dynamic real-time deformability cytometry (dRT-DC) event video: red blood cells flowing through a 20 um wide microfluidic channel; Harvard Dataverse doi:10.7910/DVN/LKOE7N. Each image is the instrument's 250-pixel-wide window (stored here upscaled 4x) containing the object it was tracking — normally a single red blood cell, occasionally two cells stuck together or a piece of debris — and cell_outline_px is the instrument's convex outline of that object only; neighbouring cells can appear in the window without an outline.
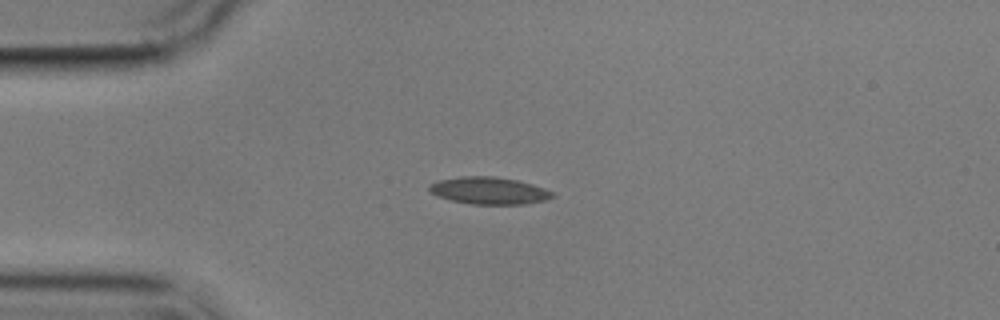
{"species": "common noctule bat (a hibernating species)", "species_latin": "Nyctalus noctula", "temperature_condition": "cold", "stored_images_in_passage": 6, "camera_frame_rate_fps": 3000, "um_per_image_px": 0.085, "animal": {"sex": "male", "body_mass_g": 17.9}, "frame": {"image": 1, "passage_image": 1, "time_ms": 0.0, "image_size_px": [1000, 320], "cell_outline_px": [[556, 196], [548, 200], [528, 204], [472, 204], [452, 200], [436, 196], [428, 188], [428, 184], [440, 180], [460, 176], [492, 176], [516, 180], [532, 184], [544, 188], [552, 192]], "centroid_in_image_um": [41.59, 16.21], "position_along_channel_um": 43.4, "area_um2": 19.54}}
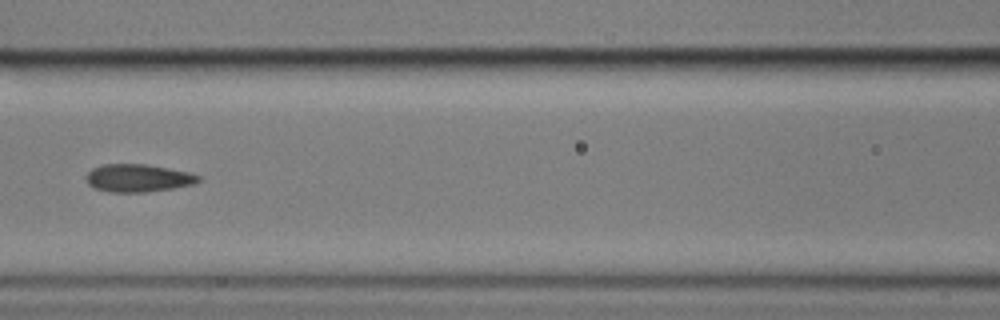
{"frame": {"image": 2, "passage_image": 4, "time_ms": 3.667, "image_size_px": [1000, 320], "cell_outline_px": [[200, 180], [196, 184], [172, 188], [144, 192], [108, 192], [92, 188], [84, 180], [84, 176], [92, 168], [104, 164], [148, 164], [188, 172], [200, 176]], "centroid_in_image_um": [11.68, 15.13], "position_along_channel_um": 154.9, "area_um2": 18.38}}
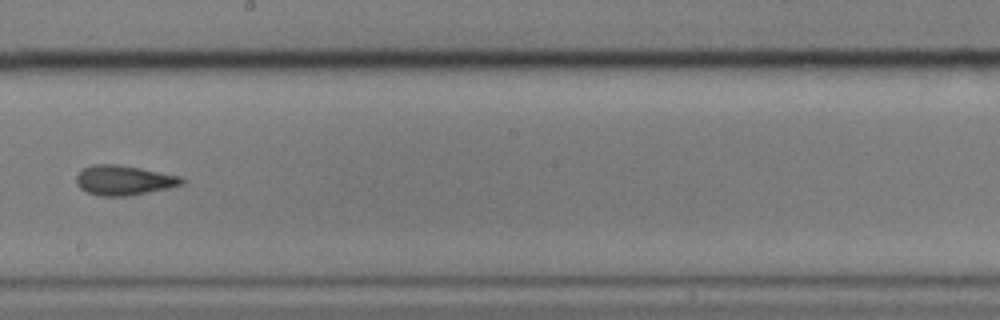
{"frame": {"image": 3, "passage_image": 6, "time_ms": 6.0, "image_size_px": [1000, 320], "cell_outline_px": [[184, 184], [168, 188], [128, 196], [100, 196], [88, 192], [80, 188], [76, 184], [76, 176], [84, 168], [92, 164], [120, 164], [180, 176], [184, 180]], "centroid_in_image_um": [10.51, 15.32], "position_along_channel_um": 237.7, "area_um2": 18.26}}